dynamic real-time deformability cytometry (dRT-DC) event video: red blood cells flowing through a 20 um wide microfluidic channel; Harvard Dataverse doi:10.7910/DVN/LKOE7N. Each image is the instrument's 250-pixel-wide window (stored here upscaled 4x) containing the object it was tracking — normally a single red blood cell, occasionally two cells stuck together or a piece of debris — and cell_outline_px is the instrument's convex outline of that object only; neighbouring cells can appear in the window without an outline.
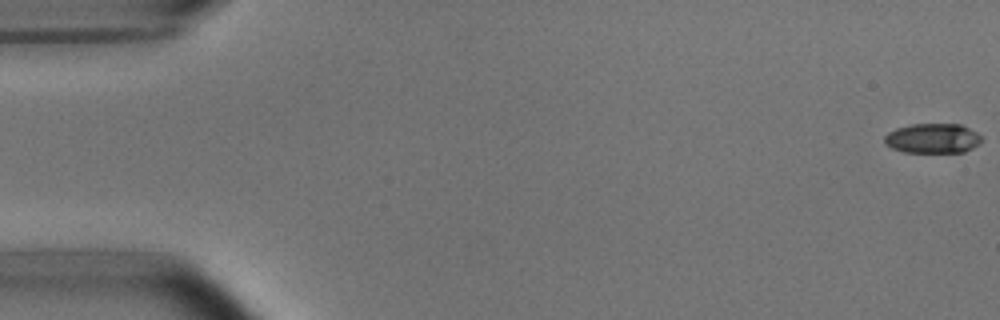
{"species": "common noctule bat (a hibernating species)", "species_latin": "Nyctalus noctula", "temperature_condition": "room temperature", "stored_images_in_passage": 47, "camera_frame_rate_fps": 3000, "um_per_image_px": 0.085, "animal": {"sex": "male", "body_mass_g": 15.6}, "frame": {"image": 1, "passage_image": 1, "time_ms": 0.0, "image_size_px": [1000, 320], "cell_outline_px": [[980, 144], [964, 152], [904, 152], [892, 148], [884, 144], [884, 136], [888, 132], [896, 128], [912, 124], [960, 124], [976, 132], [980, 136]], "centroid_in_image_um": [79.25, 11.76], "position_along_channel_um": 5.8, "area_um2": 16.82}}
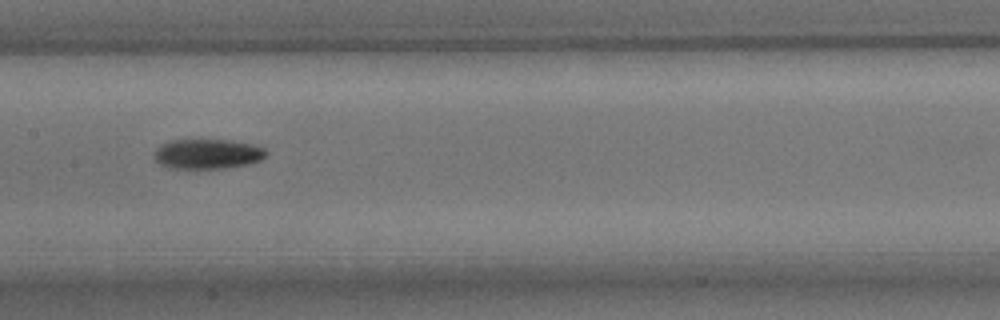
{"frame": {"image": 2, "passage_image": 27, "time_ms": 8.667, "image_size_px": [1000, 320], "cell_outline_px": [[268, 156], [252, 164], [224, 168], [168, 168], [160, 164], [152, 156], [152, 152], [160, 144], [168, 140], [232, 140], [256, 144], [264, 148], [268, 152]], "centroid_in_image_um": [17.65, 13.08], "position_along_channel_um": 189.7, "area_um2": 20.0}}
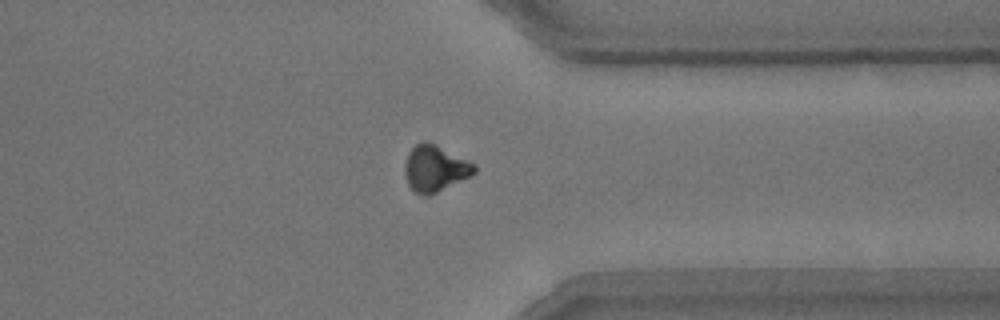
{"frame": {"image": 3, "passage_image": 42, "time_ms": 13.667, "image_size_px": [1000, 320], "cell_outline_px": [[476, 172], [472, 176], [428, 196], [424, 196], [416, 192], [408, 184], [404, 172], [404, 168], [408, 152], [416, 144], [432, 144], [468, 160], [476, 164]], "centroid_in_image_um": [36.99, 14.36], "position_along_channel_um": 374.4, "area_um2": 18.32}, "authors_computed_cell_mechanics": {"area_um2": 18.7272, "velocity_mm_per_s": 3.7714, "shape_relaxation_time_tau1_ms": 2.7123, "shape_relaxation_time_tau2_ms": null, "deformation_change_tau1": 0.1319, "deformation_change_tau2": null}}